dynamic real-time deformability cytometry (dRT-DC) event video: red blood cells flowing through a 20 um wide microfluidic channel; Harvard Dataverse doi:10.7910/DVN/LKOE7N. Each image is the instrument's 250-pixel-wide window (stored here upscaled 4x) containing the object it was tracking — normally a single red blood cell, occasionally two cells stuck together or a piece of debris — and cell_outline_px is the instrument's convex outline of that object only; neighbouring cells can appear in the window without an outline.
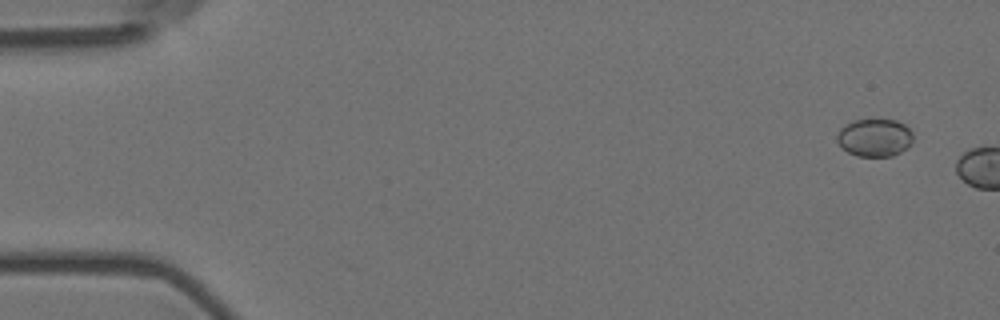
{"species": "Egyptian fruit bat (a non-hibernating species)", "species_latin": "Rousettus aegyptiacus", "temperature_condition": "room temperature", "stored_images_in_passage": 2, "camera_frame_rate_fps": 3000, "um_per_image_px": 0.085, "animal": {"sex": "female"}, "frame": {"image": 1, "passage_image": 1, "time_ms": 0.0, "image_size_px": [1000, 320], "cell_outline_px": [[912, 144], [908, 148], [892, 156], [856, 156], [840, 148], [836, 140], [836, 136], [840, 128], [844, 124], [852, 120], [896, 120], [904, 124], [912, 132]], "centroid_in_image_um": [74.31, 11.7], "position_along_channel_um": 10.7, "area_um2": 16.99}}